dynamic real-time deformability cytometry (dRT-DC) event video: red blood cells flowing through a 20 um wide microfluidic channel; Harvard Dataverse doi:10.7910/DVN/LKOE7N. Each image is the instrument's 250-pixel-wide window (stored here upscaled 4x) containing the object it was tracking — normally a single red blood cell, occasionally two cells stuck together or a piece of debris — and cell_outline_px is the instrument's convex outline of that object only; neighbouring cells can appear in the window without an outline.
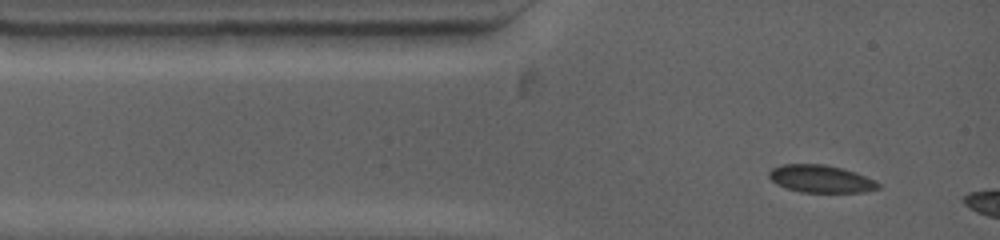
{"species": "common noctule bat (a hibernating species)", "species_latin": "Nyctalus noctula", "temperature_condition": "warm", "stored_images_in_passage": 2, "camera_frame_rate_fps": 4500, "um_per_image_px": 0.085, "animal": {"sex": "female", "body_mass_g": 19.0, "forearm_length_mm": 53.3}, "frame": {"image": 1, "passage_image": 1, "time_ms": 0.0, "image_size_px": [1000, 240], "cell_outline_px": [[880, 188], [864, 192], [800, 192], [784, 188], [776, 184], [768, 176], [768, 172], [772, 168], [780, 164], [824, 164], [856, 172], [880, 184]], "centroid_in_image_um": [69.71, 15.2], "position_along_channel_um": 15.3, "area_um2": 17.51}}